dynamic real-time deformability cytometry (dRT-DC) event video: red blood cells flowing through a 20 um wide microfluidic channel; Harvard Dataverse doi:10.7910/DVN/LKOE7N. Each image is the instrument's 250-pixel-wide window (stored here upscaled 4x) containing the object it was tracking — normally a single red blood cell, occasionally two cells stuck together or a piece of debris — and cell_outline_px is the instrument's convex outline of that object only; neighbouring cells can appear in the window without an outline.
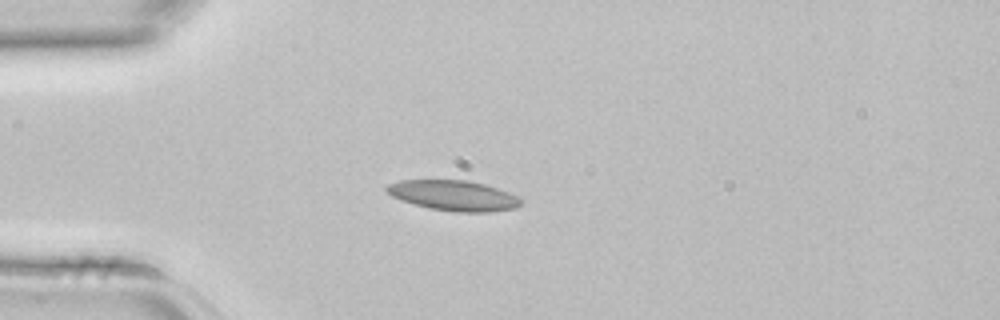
{"species": "common noctule bat (a hibernating species)", "species_latin": "Nyctalus noctula", "temperature_condition": "room temperature", "stored_images_in_passage": 1, "camera_frame_rate_fps": 3000, "um_per_image_px": 0.085, "animal": {"sex": "female", "body_mass_g": 22.7, "forearm_length_mm": 54.2}, "frame": {"image": 1, "passage_image": 1, "time_ms": 0.0, "image_size_px": [1000, 320], "cell_outline_px": [[520, 204], [516, 208], [488, 212], [456, 212], [428, 208], [400, 200], [392, 196], [384, 188], [388, 184], [400, 180], [468, 180], [484, 184], [508, 192], [516, 196], [520, 200]], "centroid_in_image_um": [38.51, 16.62], "position_along_channel_um": 46.5, "area_um2": 23.58}}